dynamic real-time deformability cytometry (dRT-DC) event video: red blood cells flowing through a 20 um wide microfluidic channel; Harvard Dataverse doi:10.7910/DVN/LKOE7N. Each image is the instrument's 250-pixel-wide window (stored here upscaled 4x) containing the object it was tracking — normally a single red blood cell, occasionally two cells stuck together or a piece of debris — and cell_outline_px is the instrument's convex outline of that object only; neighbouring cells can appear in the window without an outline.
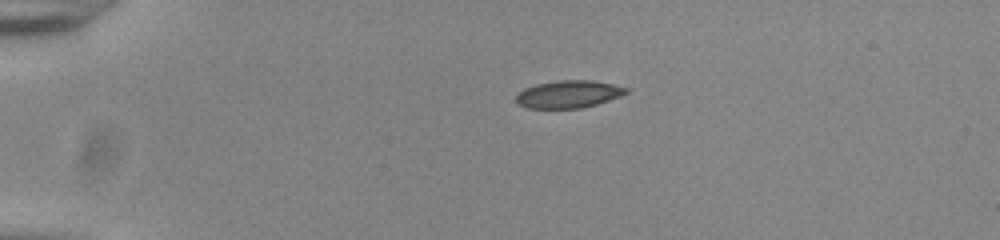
{"species": "common noctule bat (a hibernating species)", "species_latin": "Nyctalus noctula", "temperature_condition": "room temperature", "stored_images_in_passage": 42, "camera_frame_rate_fps": 3000, "um_per_image_px": 0.085, "animal": {"sex": "male", "body_mass_g": 20.0, "forearm_length_mm": 53.3}, "frame": {"image": 1, "passage_image": 1, "time_ms": 0.0, "image_size_px": [1000, 240], "cell_outline_px": [[628, 92], [620, 96], [596, 104], [580, 108], [528, 108], [520, 104], [516, 100], [516, 96], [524, 88], [536, 84], [556, 80], [592, 80], [612, 84], [628, 88]], "centroid_in_image_um": [48.32, 7.99], "position_along_channel_um": 36.7, "area_um2": 17.46}}
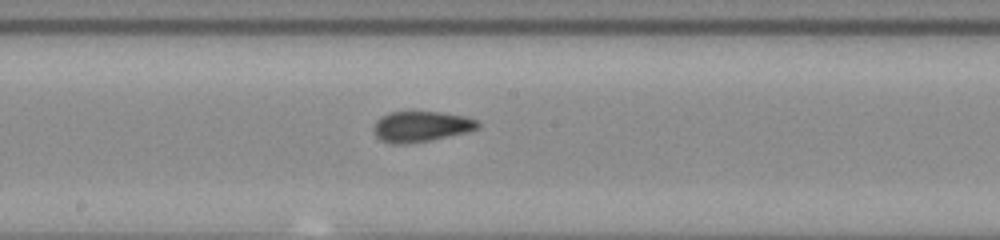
{"frame": {"image": 2, "passage_image": 19, "time_ms": 6.0, "image_size_px": [1000, 240], "cell_outline_px": [[480, 128], [468, 132], [408, 144], [392, 144], [380, 140], [376, 136], [372, 128], [376, 120], [380, 116], [388, 112], [440, 112], [464, 116], [476, 120], [480, 124]], "centroid_in_image_um": [35.76, 10.75], "position_along_channel_um": 212.4, "area_um2": 18.67}}
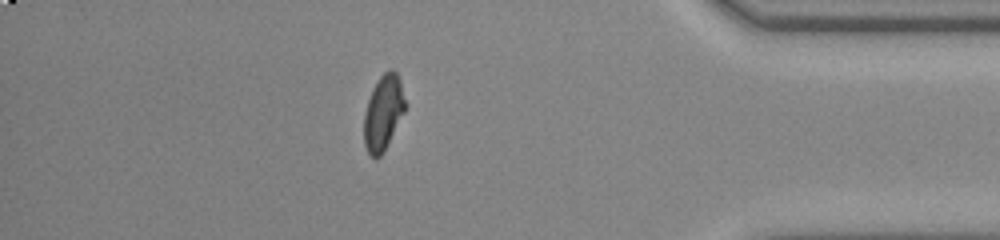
{"frame": {"image": 3, "passage_image": 36, "time_ms": 11.667, "image_size_px": [1000, 240], "cell_outline_px": [[404, 112], [380, 156], [376, 160], [368, 152], [364, 144], [364, 112], [372, 88], [380, 76], [388, 68], [392, 68], [396, 72], [400, 80], [404, 100]], "centroid_in_image_um": [32.55, 9.54], "position_along_channel_um": 402.7, "area_um2": 17.63}, "authors_computed_cell_mechanics": {"area_um2": 18.496, "velocity_mm_per_s": 3.8852, "shape_relaxation_time_tau1_ms": 6.1949, "shape_relaxation_time_tau2_ms": 1.3611, "deformation_change_tau1": 0.1952, "deformation_change_tau2": 0.0805}}